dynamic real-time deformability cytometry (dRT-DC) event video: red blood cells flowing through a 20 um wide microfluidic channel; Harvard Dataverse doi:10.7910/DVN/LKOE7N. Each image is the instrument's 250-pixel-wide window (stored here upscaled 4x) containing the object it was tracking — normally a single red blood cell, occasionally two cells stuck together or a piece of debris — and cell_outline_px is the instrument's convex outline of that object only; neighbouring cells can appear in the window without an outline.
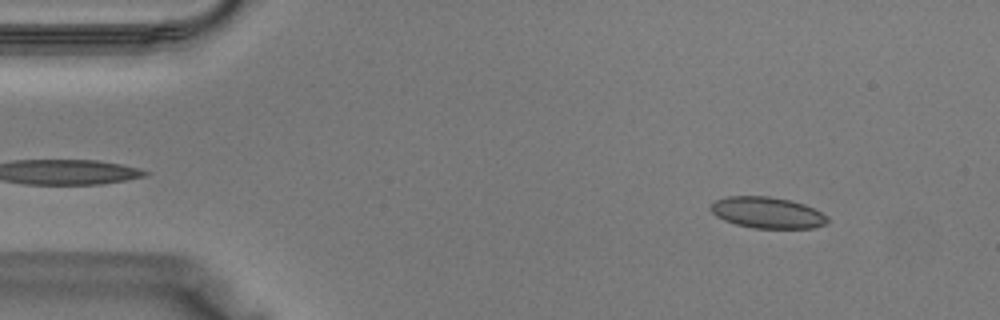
{"species": "Egyptian fruit bat (a non-hibernating species)", "species_latin": "Rousettus aegyptiacus", "temperature_condition": "warm", "stored_images_in_passage": 38, "camera_frame_rate_fps": 3000, "um_per_image_px": 0.085, "animal": {"sex": "male"}, "frame": {"image": 1, "passage_image": 4, "time_ms": 1.0, "image_size_px": [1000, 320], "cell_outline_px": [[828, 224], [812, 228], [752, 228], [736, 224], [724, 220], [716, 216], [708, 208], [716, 200], [728, 196], [768, 196], [792, 200], [804, 204], [828, 216]], "centroid_in_image_um": [65.22, 18.07], "position_along_channel_um": 19.8, "area_um2": 21.33}}
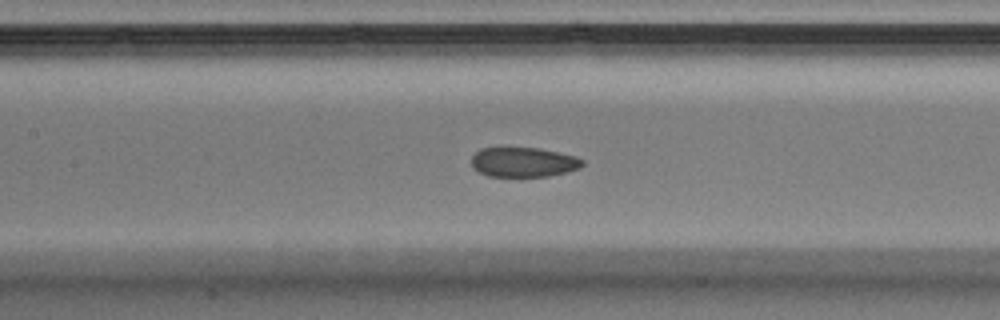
{"frame": {"image": 2, "passage_image": 17, "time_ms": 5.333, "image_size_px": [1000, 320], "cell_outline_px": [[584, 164], [580, 168], [568, 172], [548, 176], [488, 176], [472, 168], [472, 156], [480, 148], [540, 148], [576, 156], [584, 160]], "centroid_in_image_um": [44.52, 13.78], "position_along_channel_um": 162.9, "area_um2": 19.25}}
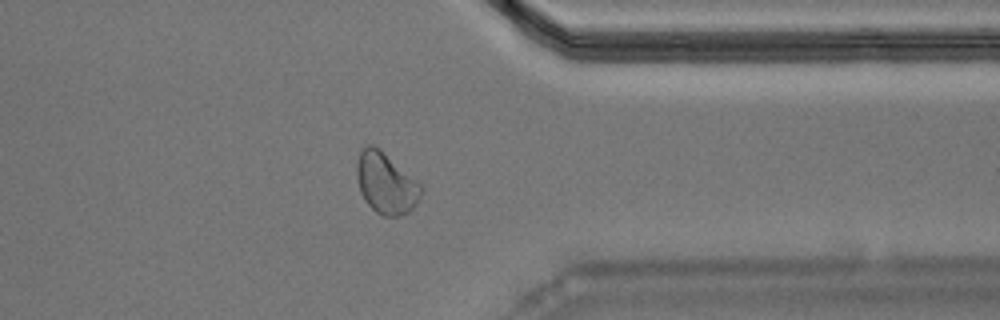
{"frame": {"image": 3, "passage_image": 30, "time_ms": 9.667, "image_size_px": [1000, 320], "cell_outline_px": [[424, 188], [416, 204], [408, 212], [400, 216], [380, 216], [364, 200], [360, 192], [356, 176], [356, 164], [360, 152], [368, 144], [372, 144], [380, 148], [416, 180]], "centroid_in_image_um": [32.79, 15.58], "position_along_channel_um": 378.6, "area_um2": 22.95}}